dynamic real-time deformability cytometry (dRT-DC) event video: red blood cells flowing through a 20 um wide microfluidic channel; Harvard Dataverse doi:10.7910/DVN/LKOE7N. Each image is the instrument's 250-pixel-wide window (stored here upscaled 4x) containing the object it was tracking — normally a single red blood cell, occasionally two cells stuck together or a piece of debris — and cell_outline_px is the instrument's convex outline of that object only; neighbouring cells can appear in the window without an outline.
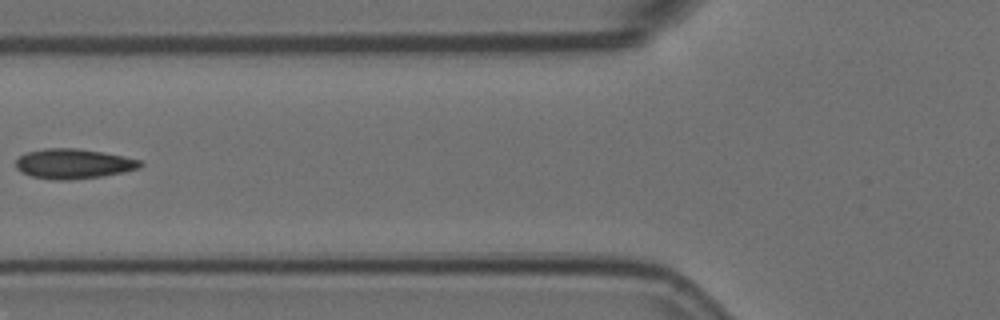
{"species": "Egyptian fruit bat (a non-hibernating species)", "species_latin": "Rousettus aegyptiacus", "temperature_condition": "room temperature", "stored_images_in_passage": 15, "camera_frame_rate_fps": 3000, "um_per_image_px": 0.085, "animal": {"sex": "female"}, "frame": {"image": 1, "passage_image": 5, "time_ms": 1.333, "image_size_px": [1000, 320], "cell_outline_px": [[144, 164], [140, 168], [124, 172], [100, 176], [68, 180], [52, 180], [32, 176], [20, 172], [16, 168], [16, 160], [20, 156], [28, 152], [48, 148], [76, 148], [104, 152], [124, 156], [140, 160]], "centroid_in_image_um": [6.26, 13.92], "position_along_channel_um": 119.5, "area_um2": 21.68}}
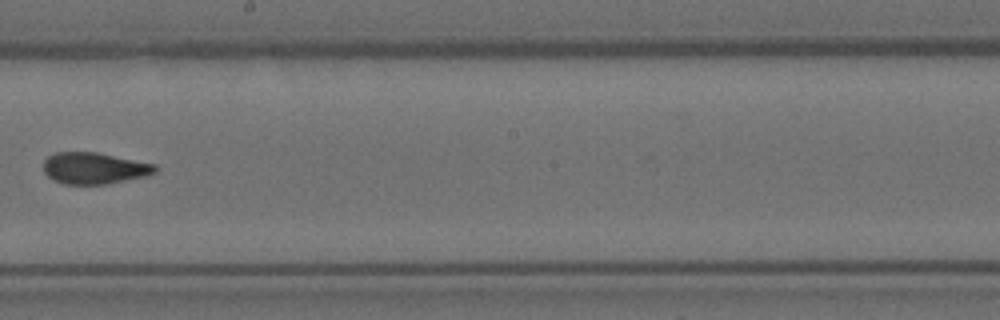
{"frame": {"image": 2, "passage_image": 8, "time_ms": 2.333, "image_size_px": [1000, 320], "cell_outline_px": [[156, 172], [148, 176], [108, 184], [64, 184], [52, 180], [44, 172], [44, 160], [48, 156], [56, 152], [96, 152], [156, 164]], "centroid_in_image_um": [8.02, 14.3], "position_along_channel_um": 240.2, "area_um2": 20.63}}
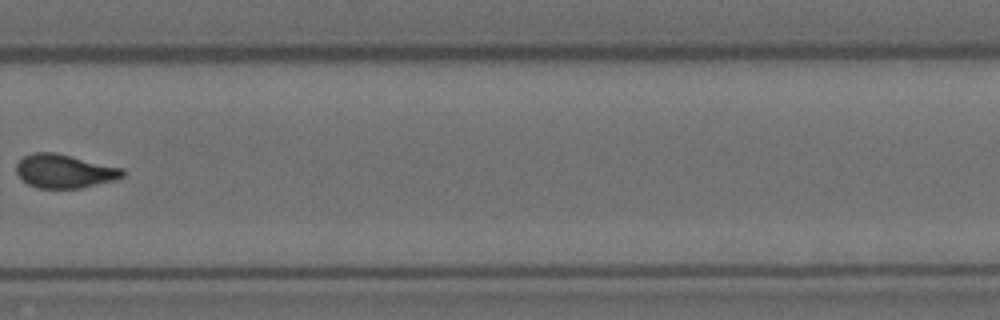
{"frame": {"image": 3, "passage_image": 10, "time_ms": 3.0, "image_size_px": [1000, 320], "cell_outline_px": [[124, 176], [112, 180], [80, 188], [36, 188], [20, 180], [16, 172], [16, 164], [24, 156], [32, 152], [52, 152], [124, 168]], "centroid_in_image_um": [5.42, 14.55], "position_along_channel_um": 324.4, "area_um2": 20.75}}